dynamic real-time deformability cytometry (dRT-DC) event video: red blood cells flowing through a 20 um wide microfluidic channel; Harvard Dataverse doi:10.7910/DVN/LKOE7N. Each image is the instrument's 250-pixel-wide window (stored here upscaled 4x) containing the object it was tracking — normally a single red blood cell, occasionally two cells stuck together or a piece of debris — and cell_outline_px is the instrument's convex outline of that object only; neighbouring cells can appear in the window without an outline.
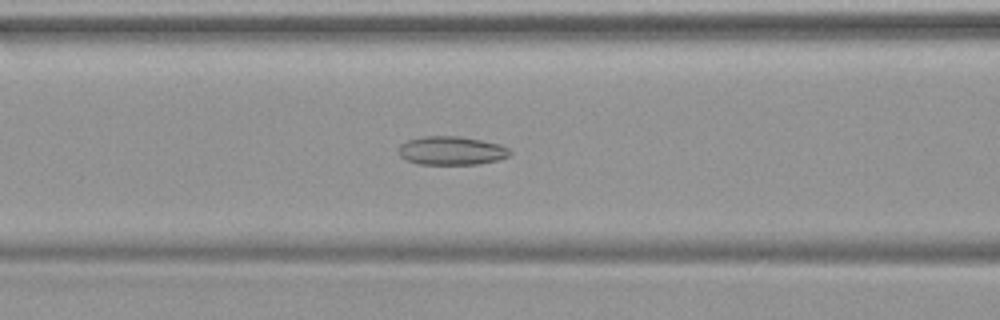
{"species": "common noctule bat (a hibernating species)", "species_latin": "Nyctalus noctula", "temperature_condition": "warm", "stored_images_in_passage": 48, "camera_frame_rate_fps": 3000, "um_per_image_px": 0.085, "animal": {"sex": "female", "body_mass_g": 19.9}, "frame": {"image": 1, "passage_image": 19, "time_ms": 6.0, "image_size_px": [1000, 320], "cell_outline_px": [[512, 152], [508, 156], [500, 160], [480, 164], [420, 164], [408, 160], [400, 156], [400, 144], [408, 140], [424, 136], [460, 136], [500, 144], [508, 148]], "centroid_in_image_um": [38.42, 12.8], "position_along_channel_um": 128.2, "area_um2": 18.5}}
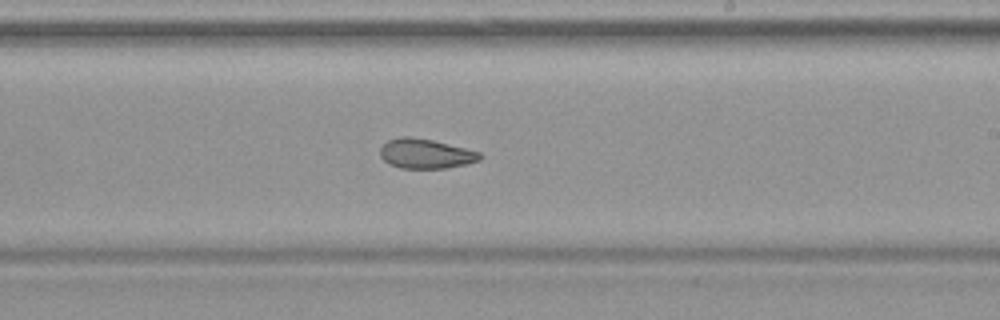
{"frame": {"image": 2, "passage_image": 28, "time_ms": 9.0, "image_size_px": [1000, 320], "cell_outline_px": [[484, 156], [480, 160], [468, 164], [448, 168], [400, 168], [388, 164], [380, 156], [380, 148], [388, 140], [400, 136], [408, 136], [432, 140], [480, 152]], "centroid_in_image_um": [36.18, 13.07], "position_along_channel_um": 252.8, "area_um2": 17.34}}
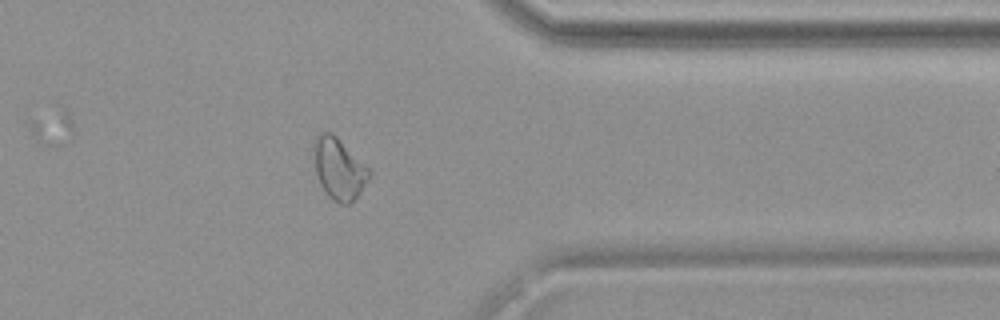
{"frame": {"image": 3, "passage_image": 38, "time_ms": 12.333, "image_size_px": [1000, 320], "cell_outline_px": [[372, 176], [360, 192], [348, 204], [340, 204], [332, 200], [324, 192], [320, 184], [312, 160], [312, 144], [316, 136], [320, 132], [332, 132], [372, 172]], "centroid_in_image_um": [28.76, 14.33], "position_along_channel_um": 382.6, "area_um2": 20.0}}